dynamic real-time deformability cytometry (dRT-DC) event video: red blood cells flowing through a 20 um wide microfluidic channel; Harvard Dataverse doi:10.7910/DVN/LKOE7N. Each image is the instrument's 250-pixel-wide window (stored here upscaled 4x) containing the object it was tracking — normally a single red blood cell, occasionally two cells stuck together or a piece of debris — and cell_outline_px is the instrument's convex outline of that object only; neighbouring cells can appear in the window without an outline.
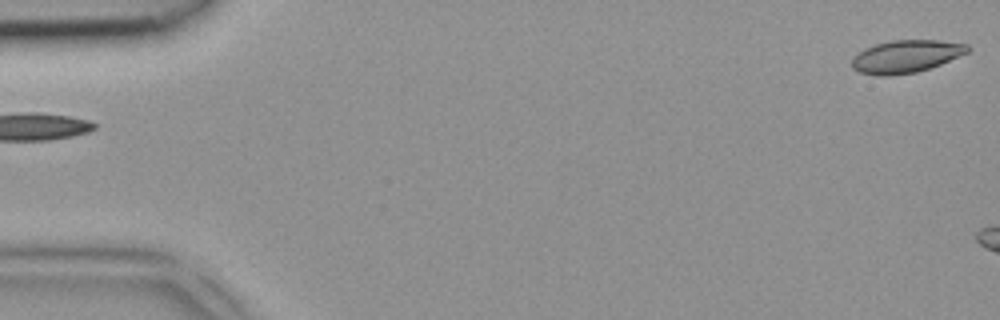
{"species": "common noctule bat (a hibernating species)", "species_latin": "Nyctalus noctula", "temperature_condition": "room temperature", "stored_images_in_passage": 5, "segment_of_instrument_passage": [2, 2], "camera_frame_rate_fps": 3000, "um_per_image_px": 0.085, "animal": {"sex": "female", "body_mass_g": 18.4}, "frame": {"image": 1, "passage_image": 5, "time_ms": 1.333, "image_size_px": [1000, 320], "cell_outline_px": [[972, 48], [968, 52], [940, 64], [916, 72], [888, 76], [876, 76], [860, 72], [852, 68], [852, 56], [864, 48], [876, 44], [892, 40], [940, 40], [968, 44]], "centroid_in_image_um": [76.99, 4.79], "position_along_channel_um": 8.0, "area_um2": 22.08}}